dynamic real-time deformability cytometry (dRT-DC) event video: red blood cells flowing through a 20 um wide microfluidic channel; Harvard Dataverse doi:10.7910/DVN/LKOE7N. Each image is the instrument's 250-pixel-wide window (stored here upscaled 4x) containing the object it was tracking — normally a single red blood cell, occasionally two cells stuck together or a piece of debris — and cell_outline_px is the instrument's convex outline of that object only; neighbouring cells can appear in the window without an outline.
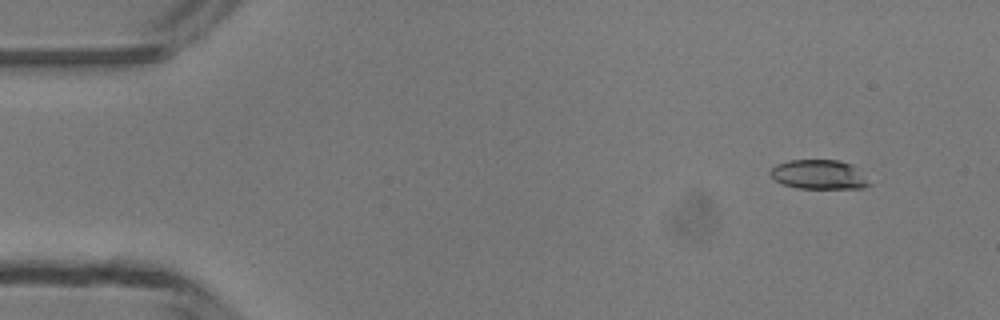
{"species": "common noctule bat (a hibernating species)", "species_latin": "Nyctalus noctula", "temperature_condition": "room temperature", "stored_images_in_passage": 3, "camera_frame_rate_fps": 3000, "um_per_image_px": 0.085, "animal": {"sex": "male", "body_mass_g": 13.3}, "frame": {"image": 1, "passage_image": 1, "time_ms": 0.0, "image_size_px": [1000, 320], "cell_outline_px": [[872, 184], [864, 188], [796, 188], [784, 184], [776, 180], [768, 172], [776, 164], [788, 160], [840, 160], [852, 164]], "centroid_in_image_um": [69.61, 14.83], "position_along_channel_um": 15.4, "area_um2": 16.88}}